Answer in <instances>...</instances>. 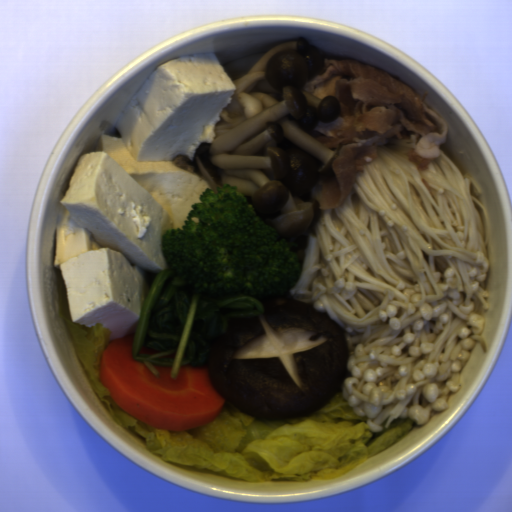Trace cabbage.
<instances>
[{"label":"cabbage","mask_w":512,"mask_h":512,"mask_svg":"<svg viewBox=\"0 0 512 512\" xmlns=\"http://www.w3.org/2000/svg\"><path fill=\"white\" fill-rule=\"evenodd\" d=\"M59 314L75 355L98 398L119 425L143 440L145 450L162 462L230 479L262 483L329 481L384 451L403 438L413 420L394 419L373 432L353 412L342 385L322 408L291 419H260L226 400L215 420L175 432L153 427L123 410L102 385L99 369L105 348L114 340L101 323H73L64 277L55 279Z\"/></svg>","instance_id":"1"}]
</instances>
